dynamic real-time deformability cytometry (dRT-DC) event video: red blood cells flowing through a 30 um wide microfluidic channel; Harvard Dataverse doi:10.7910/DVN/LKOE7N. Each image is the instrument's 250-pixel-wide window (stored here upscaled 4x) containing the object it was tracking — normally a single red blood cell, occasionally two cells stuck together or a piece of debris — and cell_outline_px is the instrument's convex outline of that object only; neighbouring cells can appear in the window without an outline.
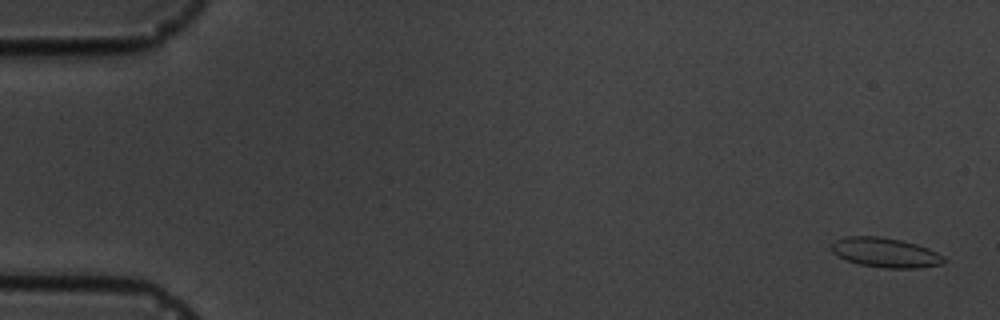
{"species": "common noctule bat (a hibernating species)", "species_latin": "Nyctalus noctula", "temperature_condition": "cold", "stored_images_in_passage": 6, "camera_frame_rate_fps": 3000, "um_per_image_px": 0.085, "animal": {"sex": "male", "body_mass_g": 19.5, "forearm_length_mm": 54.6}, "frame": {"image": 1, "passage_image": 1, "time_ms": 0.0, "image_size_px": [1000, 320], "cell_outline_px": [[948, 260], [944, 264], [916, 268], [884, 268], [860, 264], [848, 260], [832, 252], [832, 244], [836, 240], [844, 236], [880, 236], [900, 240], [916, 244], [928, 248], [944, 256]], "centroid_in_image_um": [75.3, 21.47], "position_along_channel_um": 9.7, "area_um2": 19.36}}
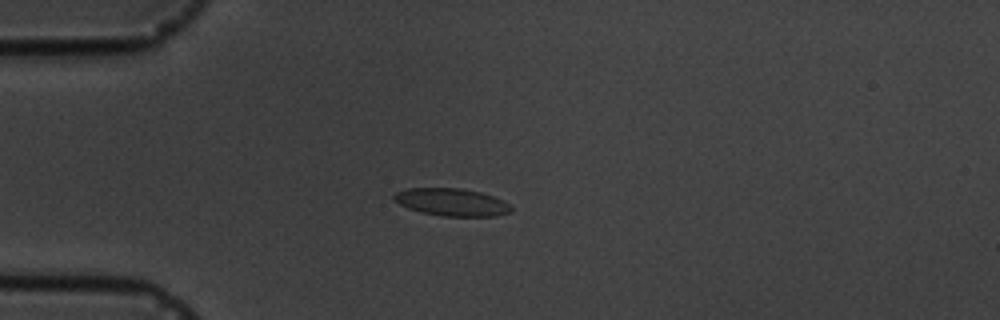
{"frame": {"image": 2, "passage_image": 4, "time_ms": 4.333, "image_size_px": [1000, 320], "cell_outline_px": [[512, 212], [496, 216], [440, 216], [420, 212], [408, 208], [392, 200], [392, 196], [396, 192], [408, 188], [464, 188], [480, 192], [504, 200], [512, 208]], "centroid_in_image_um": [38.38, 17.18], "position_along_channel_um": 46.6, "area_um2": 18.96}}
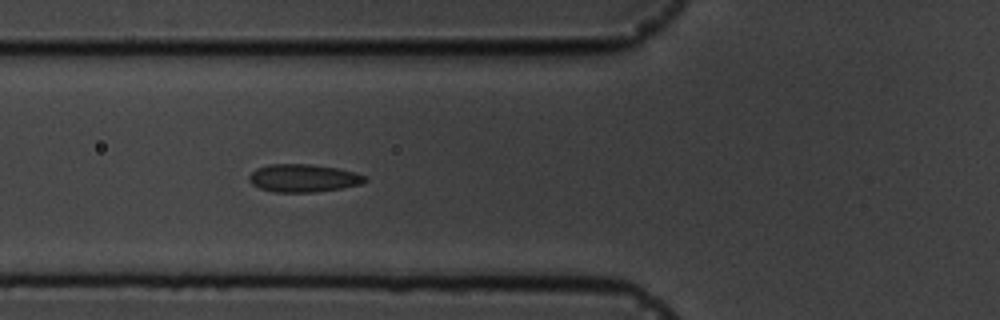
{"frame": {"image": 3, "passage_image": 6, "time_ms": 6.333, "image_size_px": [1000, 320], "cell_outline_px": [[368, 180], [360, 184], [340, 188], [316, 192], [272, 192], [260, 188], [252, 184], [248, 180], [248, 176], [256, 168], [268, 164], [312, 164], [340, 168], [356, 172], [368, 176]], "centroid_in_image_um": [25.8, 15.13], "position_along_channel_um": 100.0, "area_um2": 19.07}}